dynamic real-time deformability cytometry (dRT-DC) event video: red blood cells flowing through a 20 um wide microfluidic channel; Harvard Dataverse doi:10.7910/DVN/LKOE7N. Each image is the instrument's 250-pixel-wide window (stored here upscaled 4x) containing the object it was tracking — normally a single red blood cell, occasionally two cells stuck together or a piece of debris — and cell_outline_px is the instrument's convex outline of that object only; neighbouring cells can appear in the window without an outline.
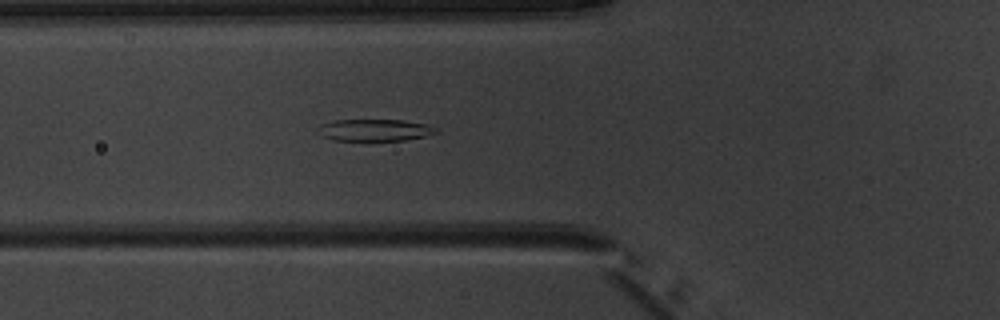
{"species": "common noctule bat (a hibernating species)", "species_latin": "Nyctalus noctula", "temperature_condition": "warm", "stored_images_in_passage": 6, "camera_frame_rate_fps": 3000, "um_per_image_px": 0.085, "animal": {"sex": "male", "body_mass_g": 20.1, "forearm_length_mm": 53.5}, "frame": {"image": 1, "passage_image": 6, "time_ms": 5.667, "image_size_px": [1000, 320], "cell_outline_px": [[440, 132], [424, 136], [404, 140], [332, 140], [320, 136], [320, 124], [336, 120], [400, 120], [428, 124], [436, 128]], "centroid_in_image_um": [31.87, 11.05], "position_along_channel_um": 93.9, "area_um2": 14.91}}